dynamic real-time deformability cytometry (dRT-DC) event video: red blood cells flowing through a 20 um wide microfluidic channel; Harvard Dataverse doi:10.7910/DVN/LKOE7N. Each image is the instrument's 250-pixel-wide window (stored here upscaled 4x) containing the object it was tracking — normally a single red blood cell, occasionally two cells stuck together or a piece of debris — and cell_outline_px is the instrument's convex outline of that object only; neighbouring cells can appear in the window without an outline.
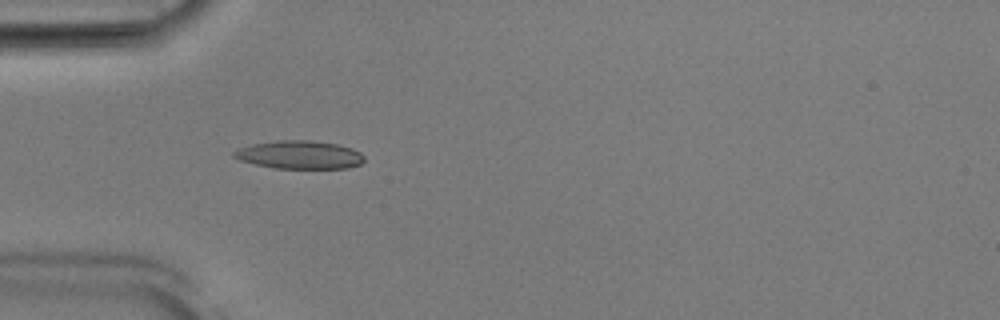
{"species": "Egyptian fruit bat (a non-hibernating species)", "species_latin": "Rousettus aegyptiacus", "temperature_condition": "room temperature", "stored_images_in_passage": 27, "camera_frame_rate_fps": 3000, "um_per_image_px": 0.085, "animal": {"sex": "male"}, "frame": {"image": 1, "passage_image": 5, "time_ms": 1.333, "image_size_px": [1000, 320], "cell_outline_px": [[364, 160], [360, 164], [348, 168], [276, 168], [256, 164], [240, 160], [232, 156], [232, 152], [240, 148], [252, 144], [276, 140], [308, 140], [336, 144], [352, 148], [360, 152], [364, 156]], "centroid_in_image_um": [25.46, 13.15], "position_along_channel_um": 59.5, "area_um2": 21.27}}
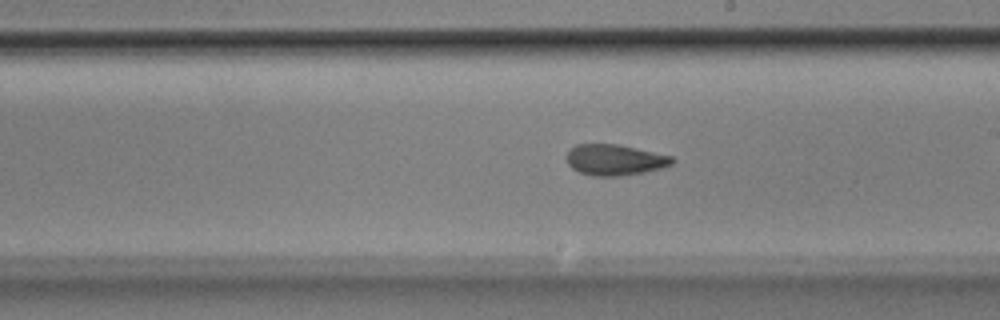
{"frame": {"image": 2, "passage_image": 16, "time_ms": 5.0, "image_size_px": [1000, 320], "cell_outline_px": [[676, 160], [672, 164], [660, 168], [644, 172], [620, 176], [592, 176], [580, 172], [572, 168], [568, 164], [568, 152], [576, 144], [620, 144], [672, 156]], "centroid_in_image_um": [52.28, 13.58], "position_along_channel_um": 236.7, "area_um2": 18.96}}